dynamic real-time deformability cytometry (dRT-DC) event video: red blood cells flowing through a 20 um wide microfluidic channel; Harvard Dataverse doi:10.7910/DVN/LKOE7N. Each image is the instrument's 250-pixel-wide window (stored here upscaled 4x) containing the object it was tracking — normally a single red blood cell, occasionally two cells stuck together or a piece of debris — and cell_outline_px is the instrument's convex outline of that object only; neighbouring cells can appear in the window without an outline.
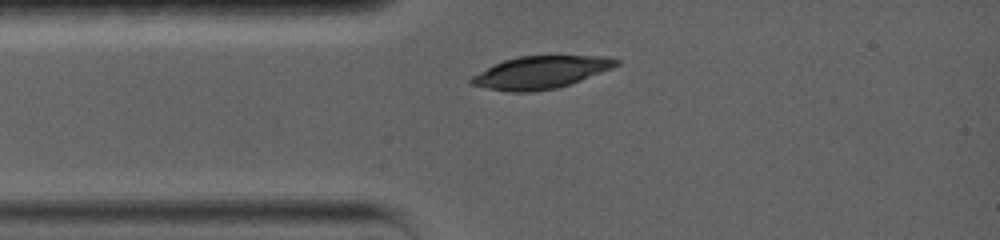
{"species": "common noctule bat (a hibernating species)", "species_latin": "Nyctalus noctula", "temperature_condition": "warm", "stored_images_in_passage": 24, "camera_frame_rate_fps": 5000, "um_per_image_px": 0.085, "animal": {"sex": "female", "body_mass_g": 19.0, "forearm_length_mm": 56.7}, "frame": {"image": 1, "passage_image": 1, "time_ms": 0.0, "image_size_px": [1000, 240], "cell_outline_px": [[620, 64], [612, 68], [580, 80], [556, 88], [532, 92], [508, 92], [468, 84], [468, 80], [472, 76], [504, 60], [520, 56], [608, 56], [620, 60]], "centroid_in_image_um": [45.96, 6.15], "position_along_channel_um": 39.0, "area_um2": 27.17}}
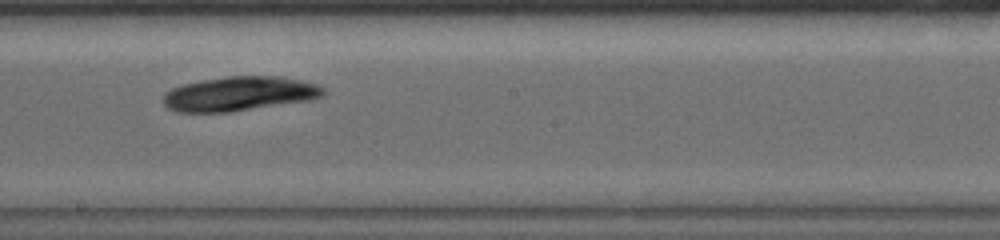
{"frame": {"image": 2, "passage_image": 11, "time_ms": 2.0, "image_size_px": [1000, 240], "cell_outline_px": [[328, 92], [316, 100], [232, 112], [176, 112], [168, 108], [160, 100], [164, 92], [172, 88], [184, 84], [204, 80], [228, 76], [280, 76], [300, 80], [316, 84], [324, 88]], "centroid_in_image_um": [20.38, 7.98], "position_along_channel_um": 227.8, "area_um2": 32.66}}
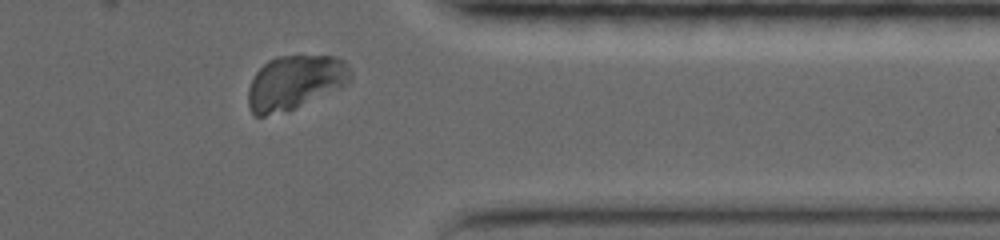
{"frame": {"image": 3, "passage_image": 21, "time_ms": 4.0, "image_size_px": [1000, 240], "cell_outline_px": [[352, 76], [348, 84], [288, 112], [264, 116], [256, 116], [252, 112], [248, 104], [248, 88], [256, 72], [268, 60], [276, 56], [336, 56], [344, 60], [348, 64], [352, 72]], "centroid_in_image_um": [25.09, 7.01], "position_along_channel_um": 386.3, "area_um2": 32.6}}